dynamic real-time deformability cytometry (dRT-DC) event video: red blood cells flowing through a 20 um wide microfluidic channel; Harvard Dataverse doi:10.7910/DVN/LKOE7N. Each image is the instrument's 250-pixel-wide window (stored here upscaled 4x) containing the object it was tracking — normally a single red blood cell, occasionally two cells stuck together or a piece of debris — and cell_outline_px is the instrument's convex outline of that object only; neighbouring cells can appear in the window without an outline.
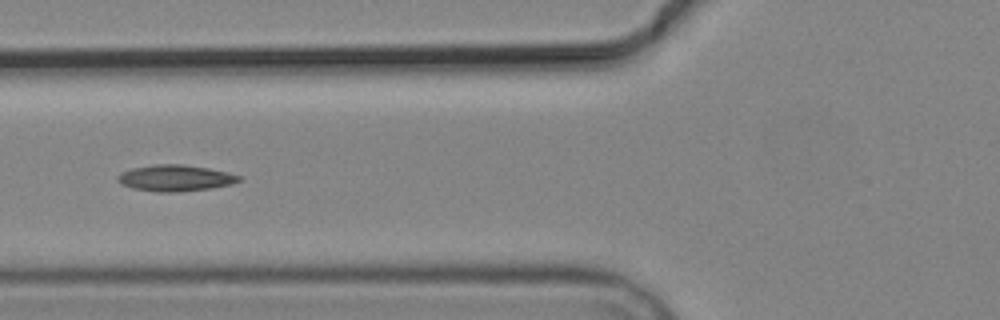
{"species": "common noctule bat (a hibernating species)", "species_latin": "Nyctalus noctula", "temperature_condition": "cold", "stored_images_in_passage": 7, "camera_frame_rate_fps": 3000, "um_per_image_px": 0.085, "animal": {"sex": "male", "body_mass_g": 19.2, "forearm_length_mm": 51.8}, "frame": {"image": 1, "passage_image": 5, "time_ms": 5.667, "image_size_px": [1000, 320], "cell_outline_px": [[240, 180], [232, 184], [212, 188], [180, 192], [156, 192], [132, 188], [120, 184], [116, 180], [116, 176], [120, 172], [132, 168], [156, 164], [184, 164], [208, 168], [228, 172], [240, 176]], "centroid_in_image_um": [14.86, 15.14], "position_along_channel_um": 110.9, "area_um2": 18.79}}
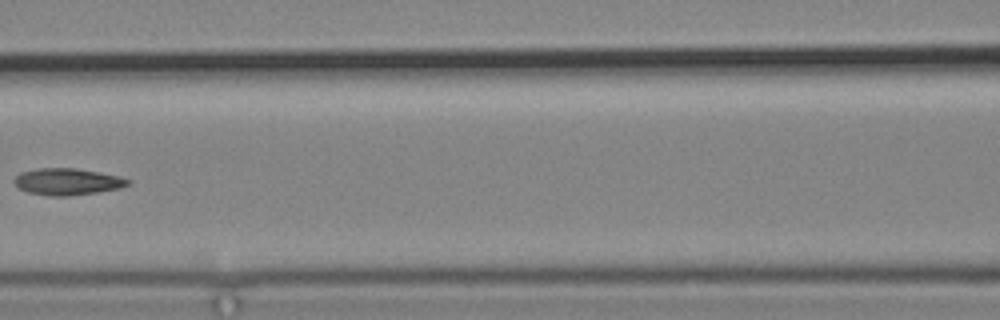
{"frame": {"image": 2, "passage_image": 6, "time_ms": 7.0, "image_size_px": [1000, 320], "cell_outline_px": [[132, 180], [128, 184], [120, 188], [96, 192], [68, 196], [48, 196], [28, 192], [20, 188], [12, 180], [20, 172], [36, 168], [76, 168], [116, 176]], "centroid_in_image_um": [5.68, 15.44], "position_along_channel_um": 160.9, "area_um2": 17.51}}
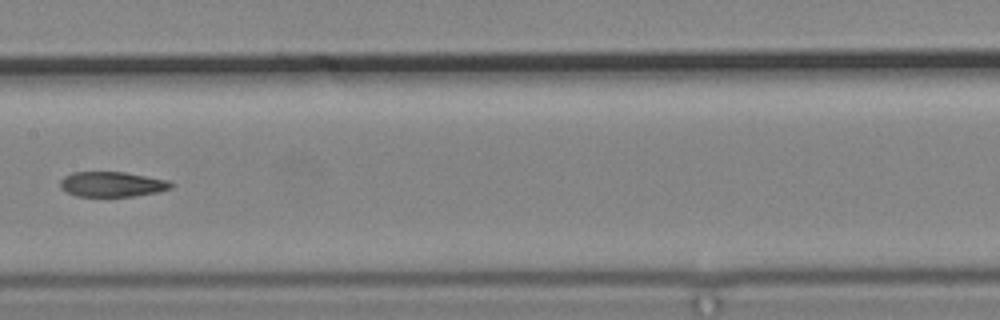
{"frame": {"image": 3, "passage_image": 7, "time_ms": 8.0, "image_size_px": [1000, 320], "cell_outline_px": [[172, 188], [156, 192], [132, 196], [76, 196], [60, 188], [60, 180], [64, 176], [72, 172], [124, 172], [168, 180], [172, 184]], "centroid_in_image_um": [9.49, 15.65], "position_along_channel_um": 197.9, "area_um2": 16.07}}